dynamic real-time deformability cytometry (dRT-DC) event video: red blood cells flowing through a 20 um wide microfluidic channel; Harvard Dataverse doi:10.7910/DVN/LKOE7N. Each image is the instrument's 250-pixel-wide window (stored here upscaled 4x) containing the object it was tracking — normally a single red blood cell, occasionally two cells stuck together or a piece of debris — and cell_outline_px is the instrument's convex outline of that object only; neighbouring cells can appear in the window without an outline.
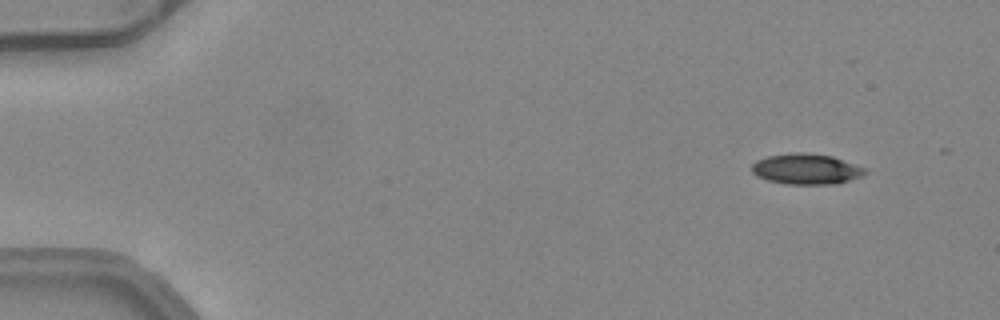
{"species": "common noctule bat (a hibernating species)", "species_latin": "Nyctalus noctula", "temperature_condition": "warm", "stored_images_in_passage": 47, "camera_frame_rate_fps": 3000, "um_per_image_px": 0.085, "animal": {"sex": "female", "body_mass_g": 24.6, "forearm_length_mm": 56.2}, "frame": {"image": 1, "passage_image": 1, "time_ms": 0.0, "image_size_px": [1000, 320], "cell_outline_px": [[868, 172], [860, 176], [836, 184], [784, 184], [768, 180], [756, 176], [752, 172], [752, 164], [756, 160], [768, 156], [796, 152], [804, 152], [832, 156], [864, 168]], "centroid_in_image_um": [68.49, 14.37], "position_along_channel_um": 16.5, "area_um2": 20.06}}
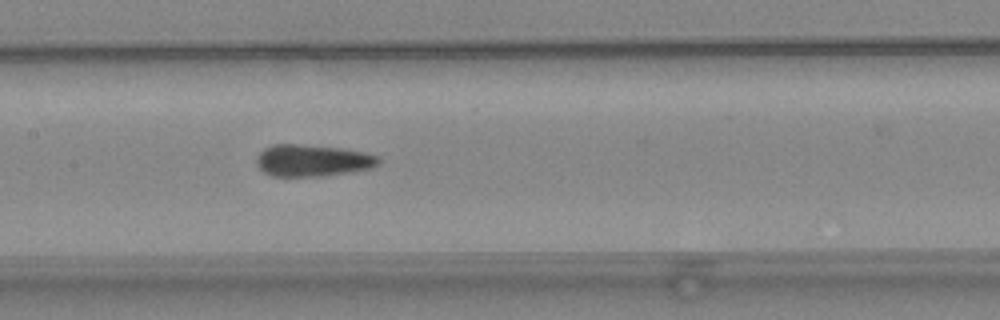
{"frame": {"image": 2, "passage_image": 22, "time_ms": 7.0, "image_size_px": [1000, 320], "cell_outline_px": [[380, 164], [372, 168], [348, 172], [320, 176], [276, 176], [264, 172], [256, 164], [256, 160], [260, 152], [264, 148], [276, 144], [300, 144], [340, 148], [364, 152], [380, 156]], "centroid_in_image_um": [26.59, 13.63], "position_along_channel_um": 180.8, "area_um2": 22.54}}
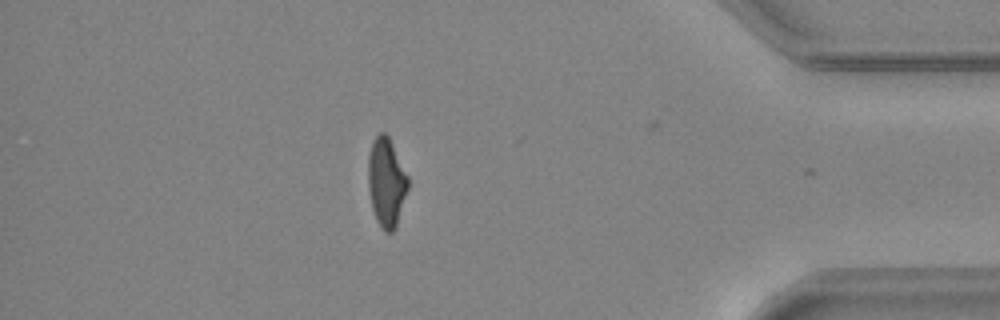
{"frame": {"image": 3, "passage_image": 41, "time_ms": 13.333, "image_size_px": [1000, 320], "cell_outline_px": [[408, 188], [396, 228], [392, 232], [384, 232], [376, 220], [372, 208], [368, 188], [368, 156], [372, 140], [380, 132], [384, 132], [388, 136], [408, 176]], "centroid_in_image_um": [32.83, 15.51], "position_along_channel_um": 402.4, "area_um2": 20.69}, "authors_computed_cell_mechanics": {"area_um2": 21.386, "velocity_mm_per_s": 4.1045, "shape_relaxation_time_tau1_ms": 9.6101, "shape_relaxation_time_tau2_ms": 2.5804, "deformation_change_tau1": 0.2419, "deformation_change_tau2": 0.104}}